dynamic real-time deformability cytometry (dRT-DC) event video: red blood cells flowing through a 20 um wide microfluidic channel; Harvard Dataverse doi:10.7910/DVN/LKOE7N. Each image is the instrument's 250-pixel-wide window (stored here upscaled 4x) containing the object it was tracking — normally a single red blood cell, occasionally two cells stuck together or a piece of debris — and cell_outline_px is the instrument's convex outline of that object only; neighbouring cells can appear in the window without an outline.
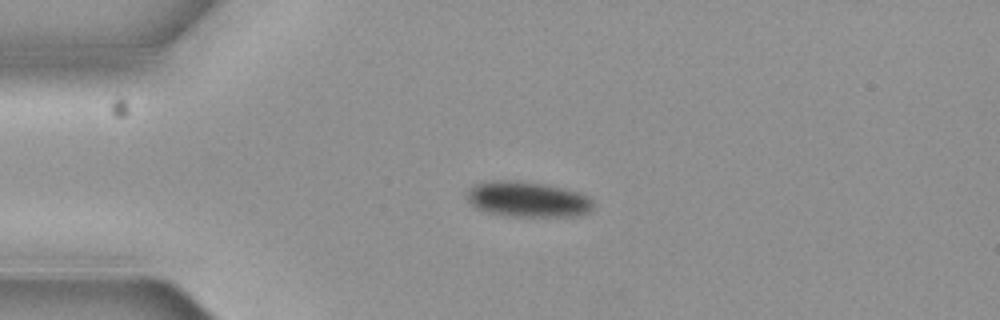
{"species": "common noctule bat (a hibernating species)", "species_latin": "Nyctalus noctula", "temperature_condition": "cold", "stored_images_in_passage": 4, "camera_frame_rate_fps": 3000, "um_per_image_px": 0.085, "animal": {"sex": "female", "body_mass_g": 19.3, "forearm_length_mm": 54.1}, "frame": {"image": 1, "passage_image": 3, "time_ms": 0.667, "image_size_px": [1000, 320], "cell_outline_px": [[592, 208], [588, 212], [576, 216], [500, 216], [484, 212], [476, 208], [464, 196], [468, 188], [476, 184], [488, 180], [516, 180], [544, 184], [564, 188], [580, 192], [588, 196], [592, 200]], "centroid_in_image_um": [44.79, 16.94], "position_along_channel_um": 40.2, "area_um2": 26.53}}